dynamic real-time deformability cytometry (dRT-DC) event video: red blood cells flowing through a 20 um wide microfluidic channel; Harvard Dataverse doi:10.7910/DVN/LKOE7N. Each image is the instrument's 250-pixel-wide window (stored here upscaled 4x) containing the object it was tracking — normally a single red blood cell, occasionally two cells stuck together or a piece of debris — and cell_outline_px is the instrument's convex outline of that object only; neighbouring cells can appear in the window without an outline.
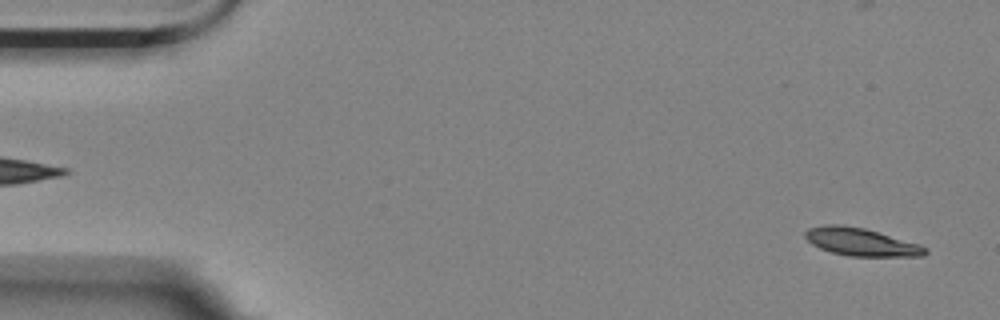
{"species": "Egyptian fruit bat (a non-hibernating species)", "species_latin": "Rousettus aegyptiacus", "temperature_condition": "room temperature", "stored_images_in_passage": 57, "camera_frame_rate_fps": 3000, "um_per_image_px": 0.085, "animal": {"sex": "female"}, "frame": {"image": 1, "passage_image": 2, "time_ms": 0.333, "image_size_px": [1000, 320], "cell_outline_px": [[928, 252], [924, 256], [848, 256], [832, 252], [820, 248], [812, 244], [804, 236], [804, 232], [808, 228], [824, 224], [844, 224], [864, 228], [920, 244], [928, 248]], "centroid_in_image_um": [73.18, 20.56], "position_along_channel_um": 11.8, "area_um2": 19.54}}
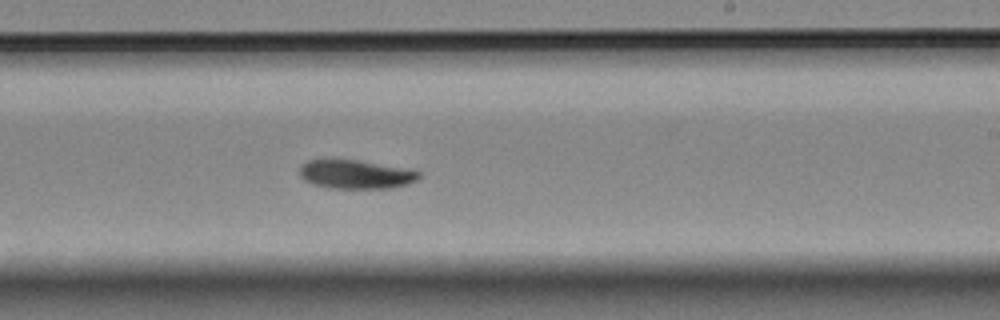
{"frame": {"image": 2, "passage_image": 33, "time_ms": 10.667, "image_size_px": [1000, 320], "cell_outline_px": [[420, 176], [416, 180], [408, 184], [392, 188], [328, 188], [312, 184], [304, 180], [300, 176], [300, 164], [308, 160], [356, 160], [416, 168], [420, 172]], "centroid_in_image_um": [30.3, 14.81], "position_along_channel_um": 258.7, "area_um2": 20.4}}
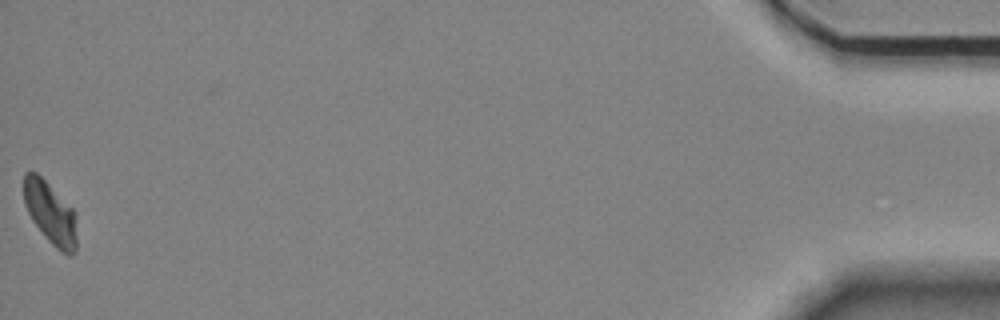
{"frame": {"image": 3, "passage_image": 56, "time_ms": 18.333, "image_size_px": [1000, 320], "cell_outline_px": [[76, 248], [72, 256], [68, 256], [56, 248], [48, 240], [32, 220], [28, 212], [24, 200], [24, 172], [36, 172], [76, 212]], "centroid_in_image_um": [4.3, 18.14], "position_along_channel_um": 430.9, "area_um2": 19.02}, "authors_computed_cell_mechanics": {"area_um2": 20.0566, "velocity_mm_per_s": 3.5035, "shape_relaxation_time_tau1_ms": 4.2475, "shape_relaxation_time_tau2_ms": null, "deformation_change_tau1": 0.1335, "deformation_change_tau2": null}}